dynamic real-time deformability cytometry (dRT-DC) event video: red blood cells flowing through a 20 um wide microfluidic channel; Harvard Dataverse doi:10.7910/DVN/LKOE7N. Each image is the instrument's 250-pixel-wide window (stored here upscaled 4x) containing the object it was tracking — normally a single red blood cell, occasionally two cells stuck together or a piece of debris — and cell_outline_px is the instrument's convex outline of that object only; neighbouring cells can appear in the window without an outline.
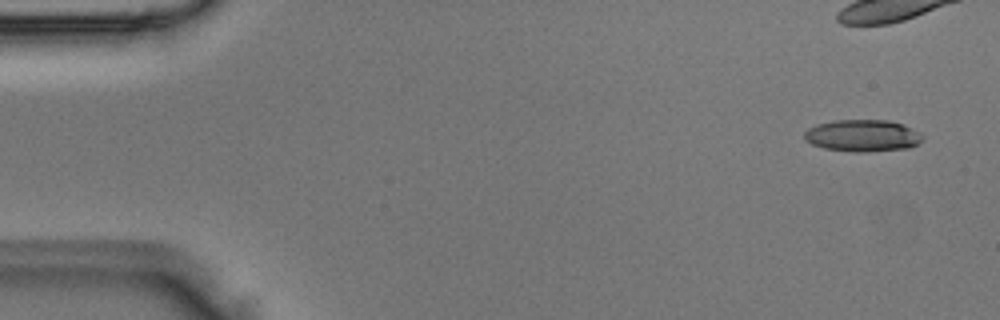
{"species": "Egyptian fruit bat (a non-hibernating species)", "species_latin": "Rousettus aegyptiacus", "temperature_condition": "room temperature", "stored_images_in_passage": 5, "camera_frame_rate_fps": 3000, "um_per_image_px": 0.085, "animal": {"sex": "male"}, "frame": {"image": 1, "passage_image": 1, "time_ms": 0.0, "image_size_px": [1000, 320], "cell_outline_px": [[924, 140], [908, 148], [864, 152], [856, 152], [824, 148], [812, 144], [804, 140], [804, 132], [808, 128], [816, 124], [832, 120], [888, 120], [904, 124], [920, 132], [924, 136]], "centroid_in_image_um": [73.33, 11.52], "position_along_channel_um": 11.7, "area_um2": 22.2}}